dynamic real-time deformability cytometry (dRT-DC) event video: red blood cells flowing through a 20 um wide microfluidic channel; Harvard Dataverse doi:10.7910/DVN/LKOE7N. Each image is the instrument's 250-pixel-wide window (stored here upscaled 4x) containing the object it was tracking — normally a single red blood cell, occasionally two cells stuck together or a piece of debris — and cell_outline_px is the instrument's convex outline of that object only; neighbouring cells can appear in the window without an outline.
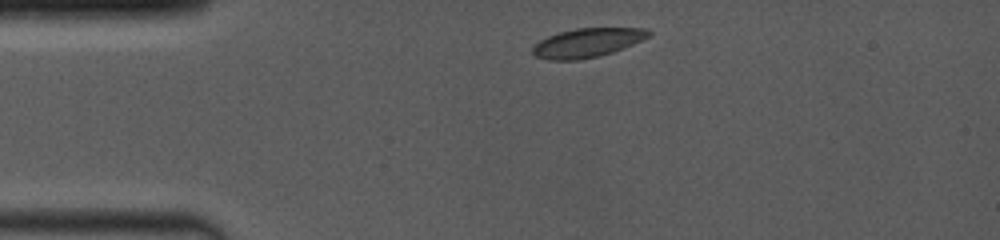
{"species": "common noctule bat (a hibernating species)", "species_latin": "Nyctalus noctula", "temperature_condition": "room temperature", "stored_images_in_passage": 19, "camera_frame_rate_fps": 4000, "um_per_image_px": 0.085, "animal": {"sex": "female", "body_mass_g": 19.0, "forearm_length_mm": 53.3}, "frame": {"image": 1, "passage_image": 1, "time_ms": 0.0, "image_size_px": [1000, 240], "cell_outline_px": [[652, 32], [648, 36], [632, 44], [612, 52], [596, 56], [576, 60], [548, 60], [536, 56], [532, 52], [532, 48], [540, 40], [548, 36], [560, 32], [576, 28], [648, 28]], "centroid_in_image_um": [49.9, 3.62], "position_along_channel_um": 35.1, "area_um2": 19.31}}